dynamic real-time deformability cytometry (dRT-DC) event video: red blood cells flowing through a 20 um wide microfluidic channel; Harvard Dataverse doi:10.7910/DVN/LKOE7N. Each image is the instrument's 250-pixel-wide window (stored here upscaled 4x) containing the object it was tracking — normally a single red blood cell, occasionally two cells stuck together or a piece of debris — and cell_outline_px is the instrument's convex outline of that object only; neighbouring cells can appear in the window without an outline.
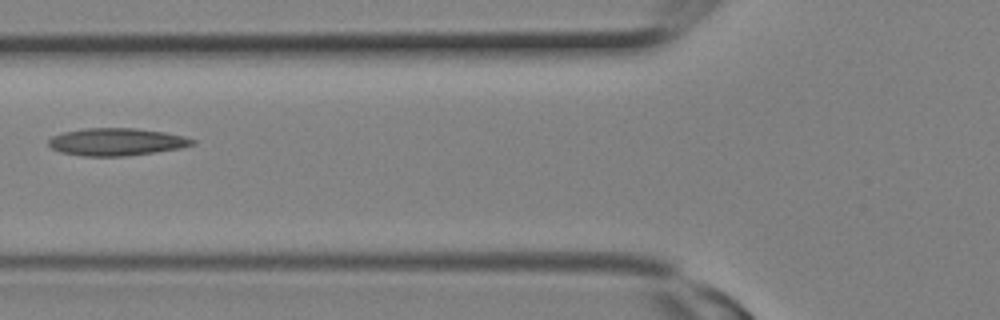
{"species": "Egyptian fruit bat (a non-hibernating species)", "species_latin": "Rousettus aegyptiacus", "temperature_condition": "room temperature", "stored_images_in_passage": 14, "camera_frame_rate_fps": 3000, "um_per_image_px": 0.085, "animal": {"sex": "female"}, "frame": {"image": 1, "passage_image": 10, "time_ms": 3.0, "image_size_px": [1000, 320], "cell_outline_px": [[196, 144], [180, 148], [124, 156], [84, 156], [60, 152], [52, 148], [48, 144], [48, 140], [52, 136], [64, 132], [84, 128], [136, 128], [164, 132], [184, 136], [196, 140]], "centroid_in_image_um": [9.9, 12.05], "position_along_channel_um": 115.9, "area_um2": 22.95}}
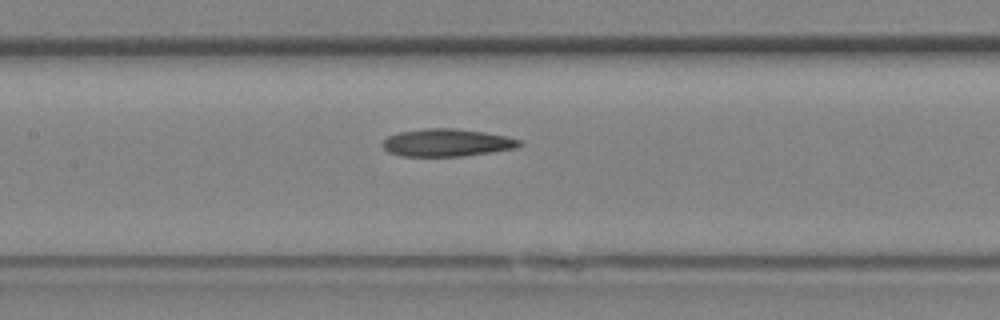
{"frame": {"image": 2, "passage_image": 12, "time_ms": 3.667, "image_size_px": [1000, 320], "cell_outline_px": [[524, 144], [516, 148], [464, 156], [400, 156], [388, 152], [380, 144], [388, 136], [400, 132], [424, 128], [456, 128], [484, 132], [524, 140]], "centroid_in_image_um": [37.99, 12.12], "position_along_channel_um": 169.4, "area_um2": 22.14}}